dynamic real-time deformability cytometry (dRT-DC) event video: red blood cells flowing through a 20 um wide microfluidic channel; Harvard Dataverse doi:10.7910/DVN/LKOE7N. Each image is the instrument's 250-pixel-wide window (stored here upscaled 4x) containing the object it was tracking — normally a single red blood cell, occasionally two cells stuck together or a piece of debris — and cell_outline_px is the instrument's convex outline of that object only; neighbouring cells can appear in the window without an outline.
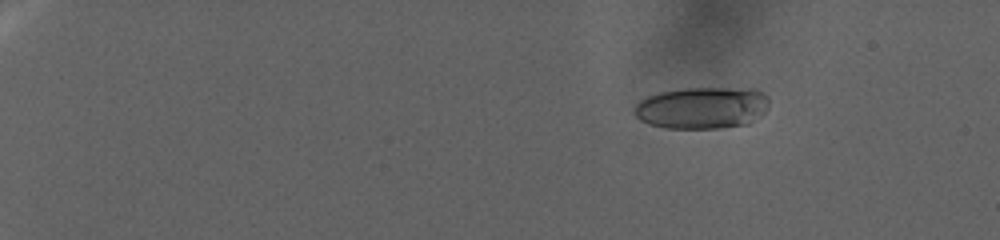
{"species": "human", "species_latin": "Homo sapiens", "temperature_condition": "warm", "stored_images_in_passage": 50, "camera_frame_rate_fps": 3000, "um_per_image_px": 0.085, "donor": {"sex": "female"}, "frame": {"image": 1, "passage_image": 1, "time_ms": 0.0, "image_size_px": [1000, 240], "cell_outline_px": [[768, 108], [760, 116], [748, 124], [720, 128], [664, 128], [648, 124], [640, 120], [636, 116], [636, 104], [640, 100], [648, 96], [660, 92], [684, 88], [756, 88], [764, 92], [768, 96]], "centroid_in_image_um": [59.72, 9.16], "position_along_channel_um": 25.3, "area_um2": 33.12}}
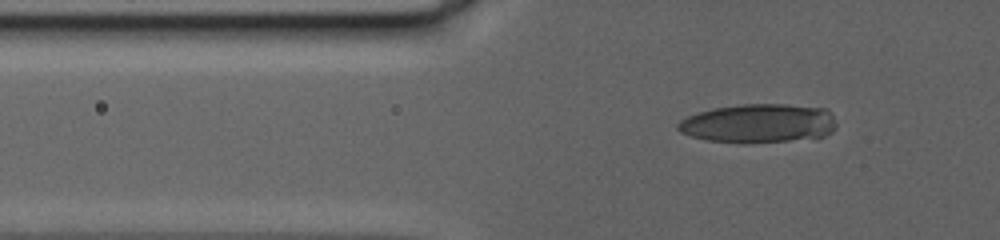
{"frame": {"image": 2, "passage_image": 28, "time_ms": 9.0, "image_size_px": [1000, 240], "cell_outline_px": [[836, 128], [832, 132], [824, 136], [788, 140], [744, 144], [740, 144], [704, 140], [680, 132], [676, 128], [676, 124], [680, 120], [688, 116], [712, 108], [740, 104], [784, 104], [828, 108], [832, 112], [836, 124]], "centroid_in_image_um": [64.47, 10.49], "position_along_channel_um": 61.3, "area_um2": 36.41}}
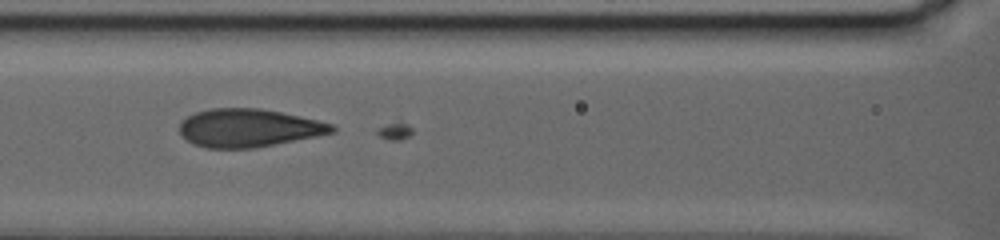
{"frame": {"image": 3, "passage_image": 45, "time_ms": 14.667, "image_size_px": [1000, 240], "cell_outline_px": [[336, 132], [256, 148], [204, 148], [192, 144], [180, 132], [180, 124], [188, 116], [196, 112], [212, 108], [260, 108], [300, 116], [332, 124], [336, 128]], "centroid_in_image_um": [21.14, 10.88], "position_along_channel_um": 145.5, "area_um2": 33.7}}